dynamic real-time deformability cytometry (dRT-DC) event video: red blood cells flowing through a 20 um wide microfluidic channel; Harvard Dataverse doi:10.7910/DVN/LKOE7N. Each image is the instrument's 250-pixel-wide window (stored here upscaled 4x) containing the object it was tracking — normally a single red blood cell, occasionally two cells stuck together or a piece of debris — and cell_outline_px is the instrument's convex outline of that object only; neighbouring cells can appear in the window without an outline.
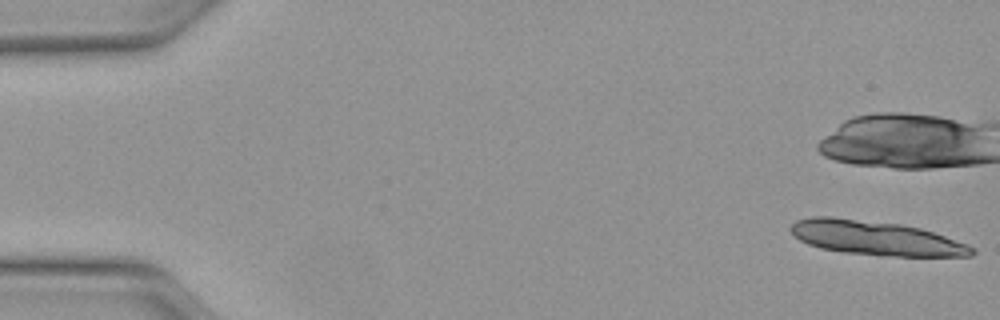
{"species": "Egyptian fruit bat (a non-hibernating species)", "species_latin": "Rousettus aegyptiacus", "temperature_condition": "warm", "stored_images_in_passage": 12, "camera_frame_rate_fps": 3000, "um_per_image_px": 0.085, "animal": {"sex": "female"}, "frame": {"image": 1, "passage_image": 1, "time_ms": 0.0, "image_size_px": [1000, 320], "cell_outline_px": [[976, 252], [972, 256], [880, 256], [844, 252], [820, 248], [808, 244], [800, 240], [788, 228], [796, 220], [812, 216], [832, 216], [900, 224], [920, 228], [968, 244], [976, 248]], "centroid_in_image_um": [74.44, 20.23], "position_along_channel_um": 10.6, "area_um2": 36.36}}